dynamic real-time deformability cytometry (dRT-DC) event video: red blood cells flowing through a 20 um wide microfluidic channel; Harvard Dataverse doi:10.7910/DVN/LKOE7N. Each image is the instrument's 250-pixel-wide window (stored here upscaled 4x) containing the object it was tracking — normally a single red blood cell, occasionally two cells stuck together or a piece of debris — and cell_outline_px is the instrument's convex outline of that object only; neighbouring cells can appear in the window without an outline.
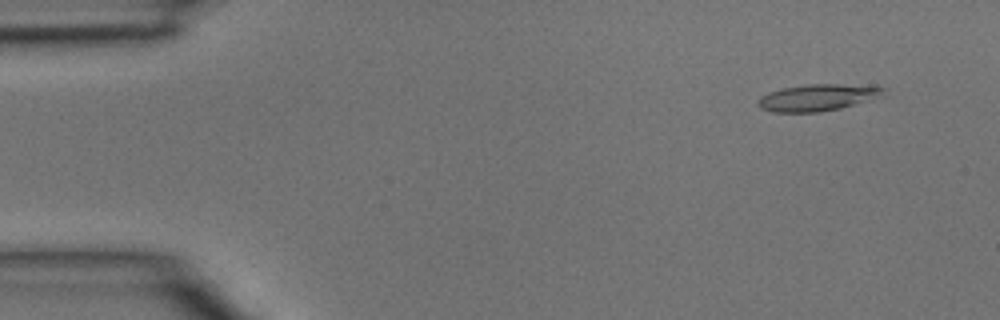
{"species": "common noctule bat (a hibernating species)", "species_latin": "Nyctalus noctula", "temperature_condition": "room temperature", "stored_images_in_passage": 4, "camera_frame_rate_fps": 3000, "um_per_image_px": 0.085, "animal": {"sex": "male", "body_mass_g": 15.6}, "frame": {"image": 1, "passage_image": 1, "time_ms": 0.0, "image_size_px": [1000, 320], "cell_outline_px": [[888, 88], [884, 96], [840, 108], [820, 112], [772, 112], [760, 108], [756, 104], [760, 96], [768, 92], [780, 88], [808, 84], [840, 84]], "centroid_in_image_um": [69.47, 8.29], "position_along_channel_um": 15.5, "area_um2": 19.65}}